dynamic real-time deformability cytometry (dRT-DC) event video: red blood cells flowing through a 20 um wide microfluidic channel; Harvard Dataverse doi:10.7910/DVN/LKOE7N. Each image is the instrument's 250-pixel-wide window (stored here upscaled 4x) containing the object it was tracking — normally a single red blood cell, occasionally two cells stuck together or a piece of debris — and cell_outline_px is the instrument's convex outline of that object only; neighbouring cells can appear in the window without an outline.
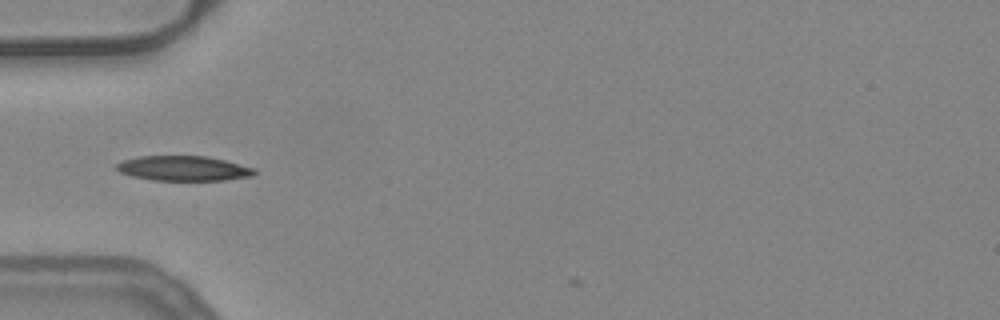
{"species": "common noctule bat (a hibernating species)", "species_latin": "Nyctalus noctula", "temperature_condition": "warm", "stored_images_in_passage": 3, "camera_frame_rate_fps": 3000, "um_per_image_px": 0.085, "animal": {"sex": "female", "body_mass_g": 24.6, "forearm_length_mm": 56.2}, "frame": {"image": 1, "passage_image": 1, "time_ms": 0.0, "image_size_px": [1000, 320], "cell_outline_px": [[256, 172], [252, 176], [224, 180], [152, 180], [132, 176], [120, 172], [116, 168], [116, 164], [120, 160], [140, 156], [204, 156], [224, 160], [256, 168]], "centroid_in_image_um": [15.58, 14.31], "position_along_channel_um": 69.4, "area_um2": 20.0}}